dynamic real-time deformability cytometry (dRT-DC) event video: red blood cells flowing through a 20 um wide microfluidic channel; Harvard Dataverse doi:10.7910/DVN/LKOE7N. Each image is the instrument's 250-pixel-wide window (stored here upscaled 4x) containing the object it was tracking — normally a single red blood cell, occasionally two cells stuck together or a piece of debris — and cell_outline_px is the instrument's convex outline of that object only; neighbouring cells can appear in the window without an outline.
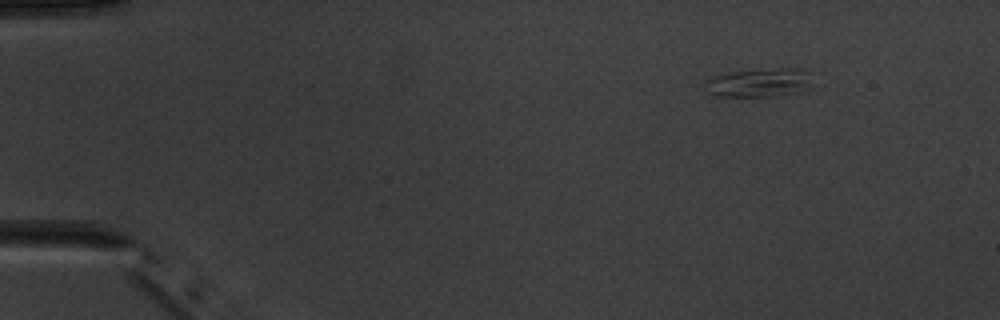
{"species": "common noctule bat (a hibernating species)", "species_latin": "Nyctalus noctula", "temperature_condition": "warm", "stored_images_in_passage": 6, "camera_frame_rate_fps": 3000, "um_per_image_px": 0.085, "animal": {"sex": "male", "body_mass_g": 20.1, "forearm_length_mm": 53.5}, "frame": {"image": 1, "passage_image": 6, "time_ms": 7.333, "image_size_px": [1000, 320], "cell_outline_px": [[812, 72], [808, 88], [796, 92], [780, 96], [720, 96], [708, 92], [704, 84], [704, 80], [724, 72], [780, 68], [804, 68]], "centroid_in_image_um": [64.54, 7.0], "position_along_channel_um": 20.5, "area_um2": 18.15}}